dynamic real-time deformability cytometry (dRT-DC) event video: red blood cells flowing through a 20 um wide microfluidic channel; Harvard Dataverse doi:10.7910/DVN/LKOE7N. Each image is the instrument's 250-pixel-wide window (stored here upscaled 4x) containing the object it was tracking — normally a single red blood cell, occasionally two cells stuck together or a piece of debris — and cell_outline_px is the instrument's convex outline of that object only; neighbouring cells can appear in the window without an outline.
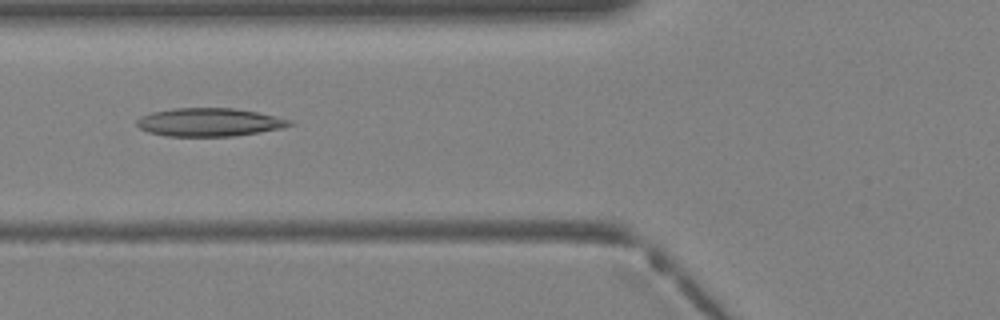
{"species": "Egyptian fruit bat (a non-hibernating species)", "species_latin": "Rousettus aegyptiacus", "temperature_condition": "warm", "stored_images_in_passage": 27, "camera_frame_rate_fps": 3000, "um_per_image_px": 0.085, "animal": {"sex": "female"}, "frame": {"image": 1, "passage_image": 4, "time_ms": 1.0, "image_size_px": [1000, 320], "cell_outline_px": [[296, 124], [284, 128], [236, 136], [164, 136], [148, 132], [140, 128], [136, 124], [136, 120], [140, 116], [152, 112], [172, 108], [236, 108], [276, 116], [292, 120]], "centroid_in_image_um": [17.81, 10.39], "position_along_channel_um": 108.0, "area_um2": 25.43}}
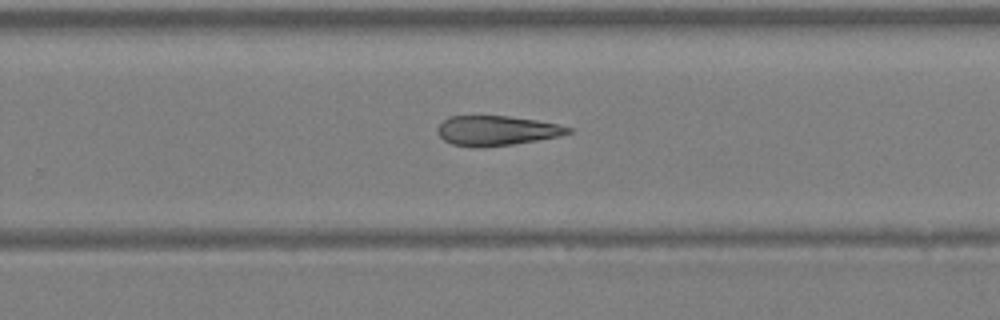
{"frame": {"image": 2, "passage_image": 14, "time_ms": 4.333, "image_size_px": [1000, 320], "cell_outline_px": [[576, 132], [560, 136], [512, 144], [480, 148], [452, 144], [444, 140], [436, 132], [436, 128], [444, 120], [452, 116], [508, 116], [536, 120], [576, 128]], "centroid_in_image_um": [42.25, 11.1], "position_along_channel_um": 287.5, "area_um2": 22.77}}
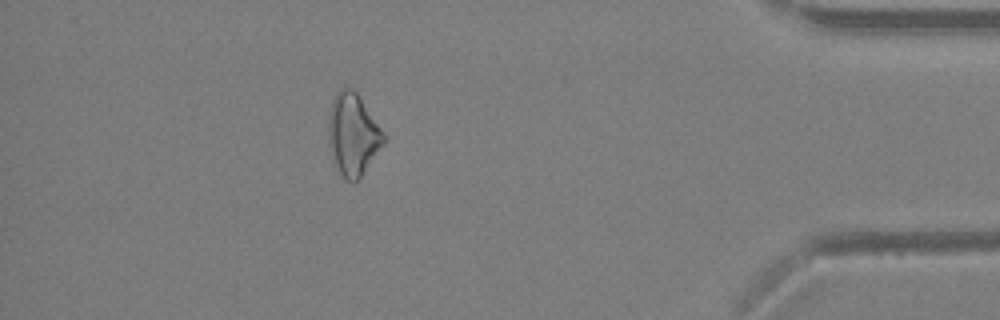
{"frame": {"image": 3, "passage_image": 23, "time_ms": 7.333, "image_size_px": [1000, 320], "cell_outline_px": [[384, 144], [360, 176], [356, 180], [344, 180], [332, 160], [328, 144], [328, 116], [332, 100], [336, 92], [340, 88], [352, 88], [356, 92], [384, 132]], "centroid_in_image_um": [29.96, 11.41], "position_along_channel_um": 405.2, "area_um2": 26.24}}